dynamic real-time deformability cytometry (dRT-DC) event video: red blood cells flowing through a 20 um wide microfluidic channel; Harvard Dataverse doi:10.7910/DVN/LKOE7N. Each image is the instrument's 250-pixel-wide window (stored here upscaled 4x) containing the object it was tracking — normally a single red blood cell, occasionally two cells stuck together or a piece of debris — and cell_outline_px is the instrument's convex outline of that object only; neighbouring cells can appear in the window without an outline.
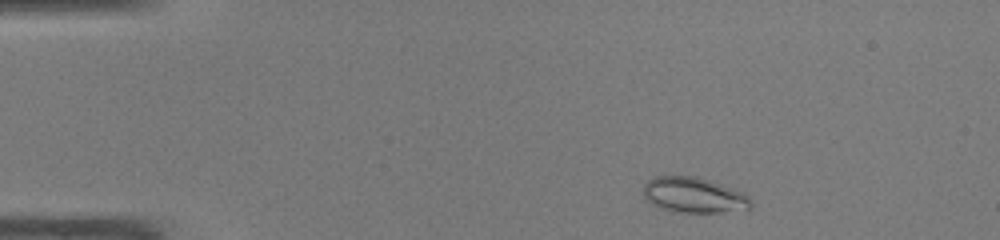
{"species": "common noctule bat (a hibernating species)", "species_latin": "Nyctalus noctula", "temperature_condition": "warm", "stored_images_in_passage": 43, "camera_frame_rate_fps": 3000, "um_per_image_px": 0.085, "animal": {"sex": "male", "body_mass_g": 19.0, "forearm_length_mm": 50.8}, "frame": {"image": 1, "passage_image": 3, "time_ms": 0.667, "image_size_px": [1000, 240], "cell_outline_px": [[752, 208], [720, 212], [676, 212], [660, 208], [652, 204], [644, 196], [644, 184], [648, 180], [656, 176], [696, 176], [744, 192], [752, 200]], "centroid_in_image_um": [58.99, 16.58], "position_along_channel_um": 26.0, "area_um2": 22.14}}
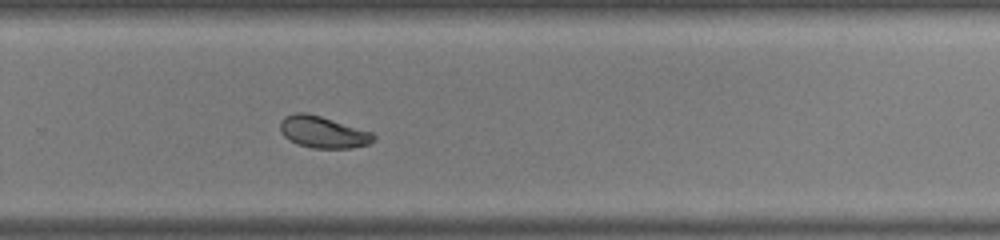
{"frame": {"image": 2, "passage_image": 28, "time_ms": 9.0, "image_size_px": [1000, 240], "cell_outline_px": [[376, 140], [368, 144], [352, 148], [312, 148], [296, 144], [288, 140], [280, 132], [280, 120], [284, 116], [296, 112], [304, 112], [320, 116], [372, 132], [376, 136]], "centroid_in_image_um": [27.43, 11.23], "position_along_channel_um": 302.4, "area_um2": 17.4}}
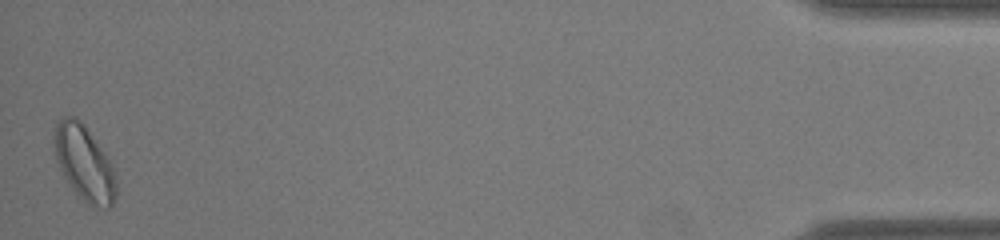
{"frame": {"image": 3, "passage_image": 43, "time_ms": 14.0, "image_size_px": [1000, 240], "cell_outline_px": [[116, 196], [112, 204], [108, 208], [92, 208], [72, 188], [60, 168], [56, 160], [52, 136], [52, 132], [56, 120], [68, 116], [76, 116], [84, 124], [104, 152], [112, 164], [116, 176]], "centroid_in_image_um": [7.15, 13.83], "position_along_channel_um": 428.1, "area_um2": 27.34}, "authors_computed_cell_mechanics": {"area_um2": 18.9584, "velocity_mm_per_s": 4.2282, "shape_relaxation_time_tau1_ms": 4.8573, "shape_relaxation_time_tau2_ms": null, "deformation_change_tau1": 0.1249, "deformation_change_tau2": null}}